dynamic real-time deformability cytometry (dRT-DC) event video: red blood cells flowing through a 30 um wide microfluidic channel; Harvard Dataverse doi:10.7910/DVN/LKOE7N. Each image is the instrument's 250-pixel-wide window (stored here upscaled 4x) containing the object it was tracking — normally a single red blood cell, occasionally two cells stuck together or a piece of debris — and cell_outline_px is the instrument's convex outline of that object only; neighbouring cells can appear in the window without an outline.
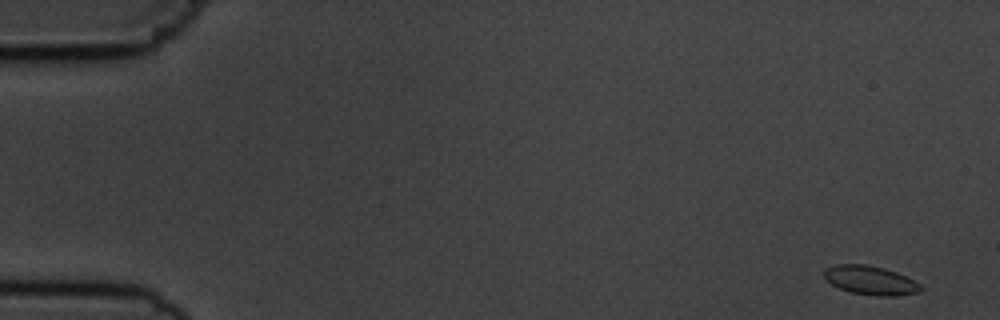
{"species": "common noctule bat (a hibernating species)", "species_latin": "Nyctalus noctula", "temperature_condition": "cold", "stored_images_in_passage": 6, "camera_frame_rate_fps": 3000, "um_per_image_px": 0.085, "animal": {"sex": "male", "body_mass_g": 19.5, "forearm_length_mm": 54.6}, "frame": {"image": 1, "passage_image": 1, "time_ms": 0.0, "image_size_px": [1000, 320], "cell_outline_px": [[924, 288], [920, 292], [896, 296], [876, 296], [852, 292], [840, 288], [832, 284], [824, 276], [824, 272], [828, 268], [836, 264], [864, 264], [884, 268], [896, 272], [920, 284]], "centroid_in_image_um": [74.02, 23.83], "position_along_channel_um": 11.0, "area_um2": 16.07}}